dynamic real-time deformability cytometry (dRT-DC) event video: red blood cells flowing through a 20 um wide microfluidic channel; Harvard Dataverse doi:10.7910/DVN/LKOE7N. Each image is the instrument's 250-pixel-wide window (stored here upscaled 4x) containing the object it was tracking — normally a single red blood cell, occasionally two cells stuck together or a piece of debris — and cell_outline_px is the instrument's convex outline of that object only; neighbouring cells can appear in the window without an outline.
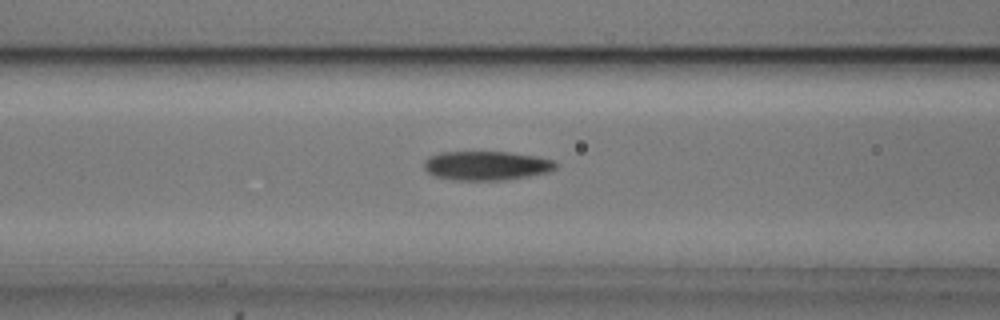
{"species": "common noctule bat (a hibernating species)", "species_latin": "Nyctalus noctula", "temperature_condition": "cold", "stored_images_in_passage": 51, "camera_frame_rate_fps": 3000, "um_per_image_px": 0.085, "animal": {"sex": "male", "body_mass_g": 20.5, "forearm_length_mm": 52.5}, "frame": {"image": 1, "passage_image": 21, "time_ms": 6.667, "image_size_px": [1000, 320], "cell_outline_px": [[560, 164], [552, 172], [504, 180], [452, 180], [436, 176], [428, 172], [424, 168], [424, 160], [428, 156], [440, 152], [512, 152], [536, 156], [552, 160]], "centroid_in_image_um": [41.37, 14.08], "position_along_channel_um": 125.2, "area_um2": 22.6}}
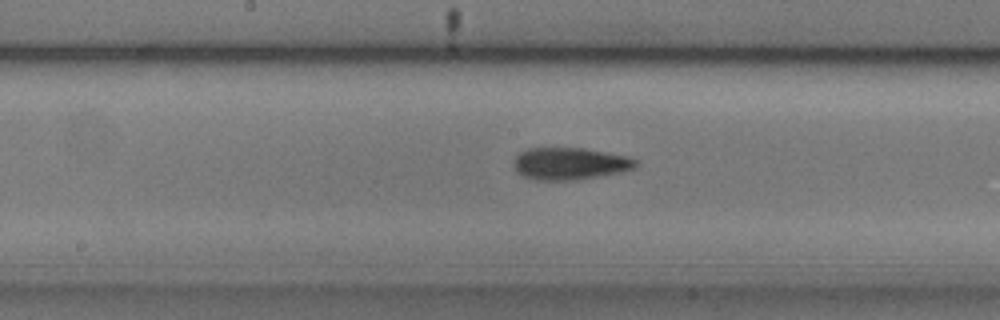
{"frame": {"image": 2, "passage_image": 27, "time_ms": 8.667, "image_size_px": [1000, 320], "cell_outline_px": [[640, 160], [636, 168], [620, 172], [576, 180], [532, 180], [516, 172], [512, 164], [516, 156], [520, 152], [528, 148], [584, 148], [632, 156]], "centroid_in_image_um": [48.48, 13.9], "position_along_channel_um": 199.7, "area_um2": 23.29}}
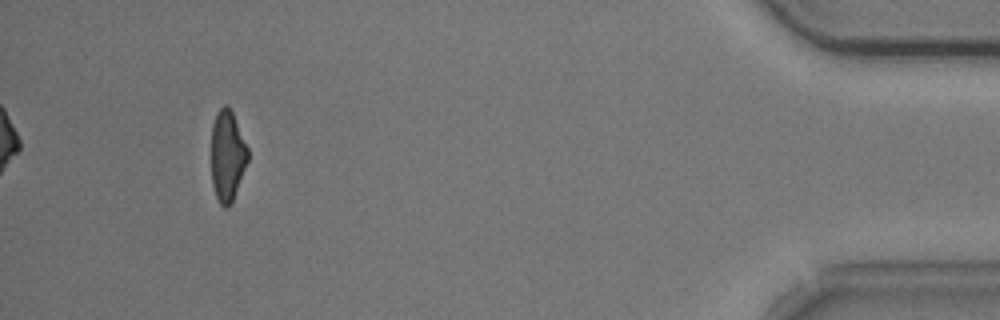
{"frame": {"image": 3, "passage_image": 50, "time_ms": 16.333, "image_size_px": [1000, 320], "cell_outline_px": [[248, 160], [232, 204], [228, 208], [224, 208], [220, 204], [216, 196], [212, 184], [212, 124], [216, 112], [224, 104], [232, 112], [248, 148]], "centroid_in_image_um": [19.32, 13.28], "position_along_channel_um": 415.9, "area_um2": 19.31}}